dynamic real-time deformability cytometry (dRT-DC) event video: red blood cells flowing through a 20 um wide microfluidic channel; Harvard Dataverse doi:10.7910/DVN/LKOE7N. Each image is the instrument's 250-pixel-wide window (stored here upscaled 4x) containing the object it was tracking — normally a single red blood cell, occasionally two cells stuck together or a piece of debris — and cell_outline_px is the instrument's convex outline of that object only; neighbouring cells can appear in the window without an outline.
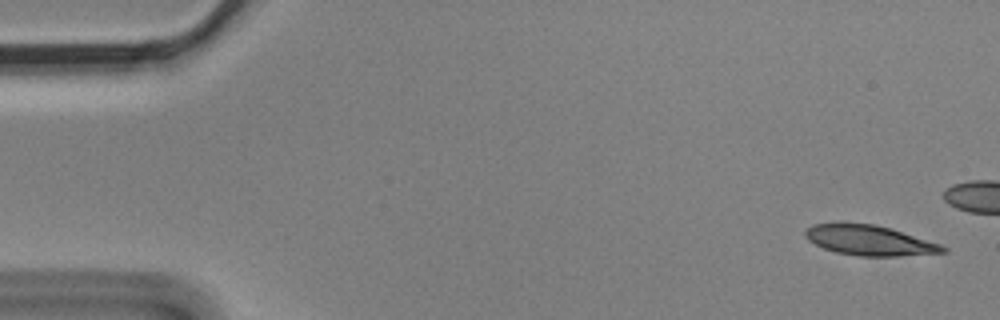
{"species": "Egyptian fruit bat (a non-hibernating species)", "species_latin": "Rousettus aegyptiacus", "temperature_condition": "cold", "stored_images_in_passage": 6, "camera_frame_rate_fps": 3000, "um_per_image_px": 0.085, "animal": {"sex": "male"}, "frame": {"image": 1, "passage_image": 1, "time_ms": 0.0, "image_size_px": [1000, 320], "cell_outline_px": [[948, 252], [900, 256], [856, 256], [836, 252], [824, 248], [808, 240], [804, 236], [804, 232], [812, 224], [840, 220], [876, 224], [940, 244], [948, 248]], "centroid_in_image_um": [73.83, 20.39], "position_along_channel_um": 11.2, "area_um2": 24.68}}
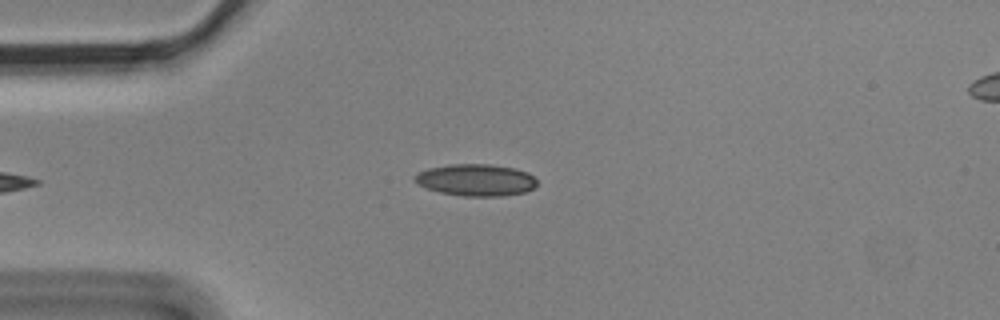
{"frame": {"image": 2, "passage_image": 6, "time_ms": 1.667, "image_size_px": [1000, 320], "cell_outline_px": [[536, 184], [532, 188], [524, 192], [504, 196], [464, 196], [440, 192], [428, 188], [420, 184], [412, 176], [428, 168], [448, 164], [488, 164], [516, 168], [528, 172], [536, 180]], "centroid_in_image_um": [40.47, 15.29], "position_along_channel_um": 44.5, "area_um2": 22.54}}